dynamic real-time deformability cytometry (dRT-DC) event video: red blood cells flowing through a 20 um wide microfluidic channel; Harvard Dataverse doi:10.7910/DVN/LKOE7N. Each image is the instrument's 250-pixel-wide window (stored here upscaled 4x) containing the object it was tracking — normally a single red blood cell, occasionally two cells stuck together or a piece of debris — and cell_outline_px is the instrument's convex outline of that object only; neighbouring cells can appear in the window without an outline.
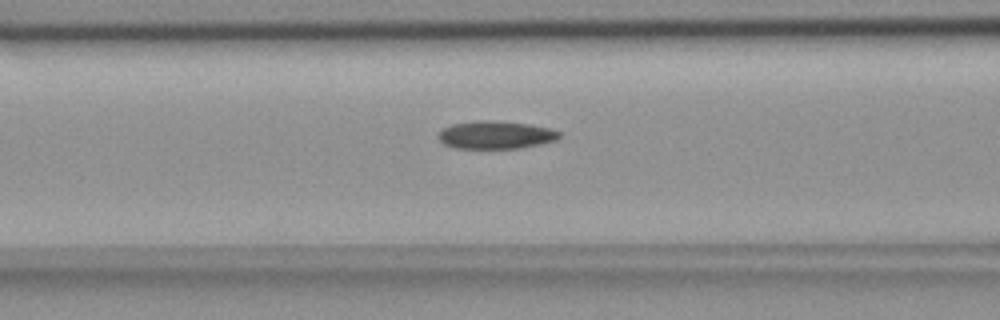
{"species": "common noctule bat (a hibernating species)", "species_latin": "Nyctalus noctula", "temperature_condition": "room temperature", "stored_images_in_passage": 51, "camera_frame_rate_fps": 3000, "um_per_image_px": 0.085, "animal": {"sex": "female", "body_mass_g": 18.4}, "frame": {"image": 1, "passage_image": 18, "time_ms": 5.667, "image_size_px": [1000, 320], "cell_outline_px": [[560, 136], [556, 140], [520, 148], [456, 148], [444, 144], [440, 140], [440, 132], [444, 128], [452, 124], [476, 120], [492, 120], [528, 124], [548, 128], [560, 132]], "centroid_in_image_um": [42.13, 11.46], "position_along_channel_um": 124.5, "area_um2": 19.36}}
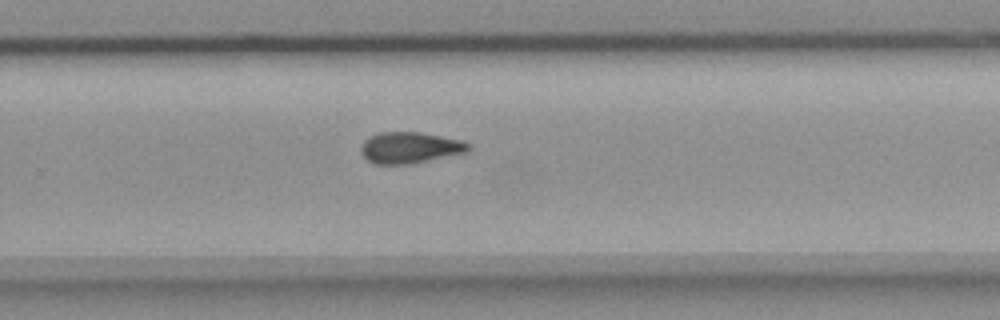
{"frame": {"image": 2, "passage_image": 32, "time_ms": 10.333, "image_size_px": [1000, 320], "cell_outline_px": [[472, 148], [468, 152], [408, 164], [376, 164], [368, 160], [360, 152], [360, 148], [364, 140], [368, 136], [380, 132], [420, 132], [464, 140], [472, 144]], "centroid_in_image_um": [34.87, 12.53], "position_along_channel_um": 294.9, "area_um2": 19.77}}
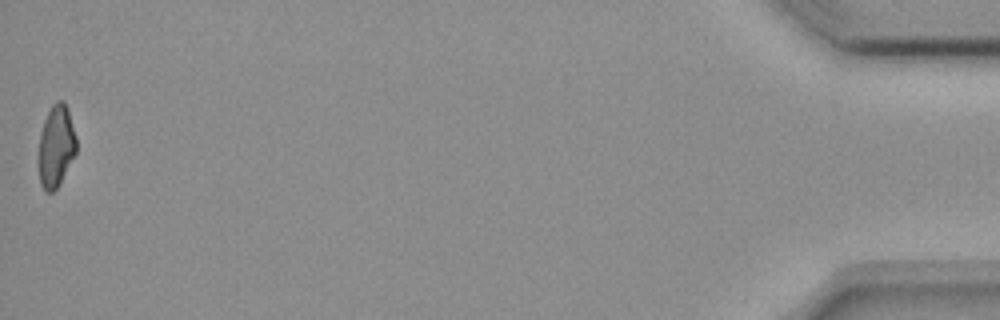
{"frame": {"image": 3, "passage_image": 51, "time_ms": 16.667, "image_size_px": [1000, 320], "cell_outline_px": [[76, 152], [56, 188], [52, 192], [44, 192], [40, 184], [36, 160], [40, 132], [44, 120], [52, 104], [56, 100], [64, 100], [68, 108], [76, 136]], "centroid_in_image_um": [4.72, 12.41], "position_along_channel_um": 430.5, "area_um2": 18.44}, "authors_computed_cell_mechanics": {"area_um2": 19.4786, "velocity_mm_per_s": 3.6747, "shape_relaxation_time_tau1_ms": 9.0902, "shape_relaxation_time_tau2_ms": 5.012, "deformation_change_tau1": 0.2007, "deformation_change_tau2": 0.1179}}